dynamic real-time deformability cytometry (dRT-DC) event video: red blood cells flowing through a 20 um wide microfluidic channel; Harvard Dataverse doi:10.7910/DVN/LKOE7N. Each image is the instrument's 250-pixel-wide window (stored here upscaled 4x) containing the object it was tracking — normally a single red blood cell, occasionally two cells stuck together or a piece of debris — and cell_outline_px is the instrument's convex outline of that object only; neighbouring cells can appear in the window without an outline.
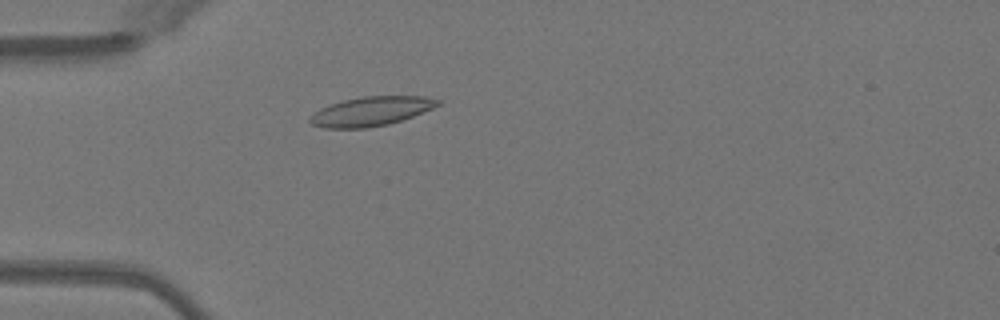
{"species": "Egyptian fruit bat (a non-hibernating species)", "species_latin": "Rousettus aegyptiacus", "temperature_condition": "warm", "stored_images_in_passage": 43, "camera_frame_rate_fps": 3000, "um_per_image_px": 0.085, "animal": {"sex": "female"}, "frame": {"image": 1, "passage_image": 7, "time_ms": 2.0, "image_size_px": [1000, 320], "cell_outline_px": [[440, 104], [432, 108], [412, 116], [388, 124], [368, 128], [324, 128], [312, 124], [308, 120], [320, 108], [344, 100], [364, 96], [424, 96], [440, 100]], "centroid_in_image_um": [31.54, 9.46], "position_along_channel_um": 53.5, "area_um2": 21.44}}
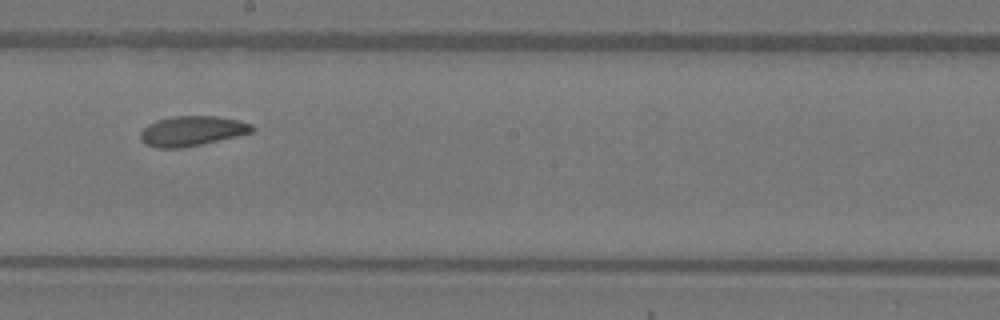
{"frame": {"image": 2, "passage_image": 21, "time_ms": 6.667, "image_size_px": [1000, 320], "cell_outline_px": [[256, 128], [252, 132], [236, 136], [200, 144], [180, 148], [156, 148], [144, 144], [140, 140], [140, 132], [148, 124], [156, 120], [172, 116], [216, 116], [240, 120], [252, 124]], "centroid_in_image_um": [16.29, 11.13], "position_along_channel_um": 231.9, "area_um2": 19.54}}
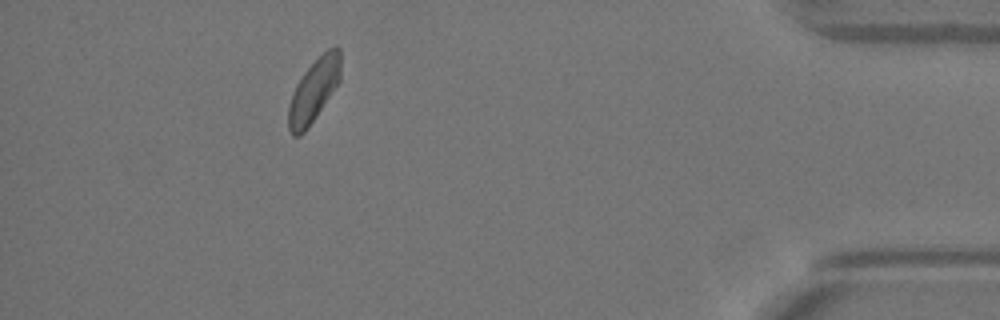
{"frame": {"image": 3, "passage_image": 38, "time_ms": 12.333, "image_size_px": [1000, 320], "cell_outline_px": [[340, 80], [308, 128], [300, 136], [292, 136], [288, 128], [288, 104], [292, 92], [296, 84], [304, 72], [328, 48], [336, 44], [340, 48]], "centroid_in_image_um": [26.65, 7.7], "position_along_channel_um": 408.5, "area_um2": 19.07}, "authors_computed_cell_mechanics": {"area_um2": 19.4786, "velocity_mm_per_s": 4.0273, "shape_relaxation_time_tau1_ms": 7.7509, "shape_relaxation_time_tau2_ms": 4.5866, "deformation_change_tau1": 0.146, "deformation_change_tau2": 0.0725}}